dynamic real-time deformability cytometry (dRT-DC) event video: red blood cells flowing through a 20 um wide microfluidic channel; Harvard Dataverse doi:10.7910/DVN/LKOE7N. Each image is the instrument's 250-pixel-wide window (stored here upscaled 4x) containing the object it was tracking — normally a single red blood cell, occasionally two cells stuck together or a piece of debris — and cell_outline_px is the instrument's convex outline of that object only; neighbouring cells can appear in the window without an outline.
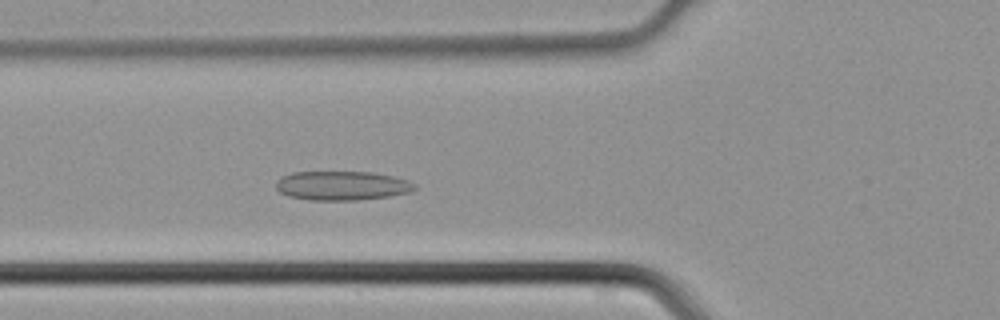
{"species": "common noctule bat (a hibernating species)", "species_latin": "Nyctalus noctula", "temperature_condition": "cold", "stored_images_in_passage": 41, "camera_frame_rate_fps": 3000, "um_per_image_px": 0.085, "animal": {"sex": "male", "body_mass_g": 21.5, "forearm_length_mm": 52.0}, "frame": {"image": 1, "passage_image": 12, "time_ms": 3.667, "image_size_px": [1000, 320], "cell_outline_px": [[416, 188], [412, 192], [388, 196], [356, 200], [308, 200], [288, 196], [280, 192], [276, 188], [276, 180], [280, 176], [292, 172], [372, 172], [392, 176], [408, 180], [416, 184]], "centroid_in_image_um": [29.05, 15.78], "position_along_channel_um": 96.8, "area_um2": 23.7}}
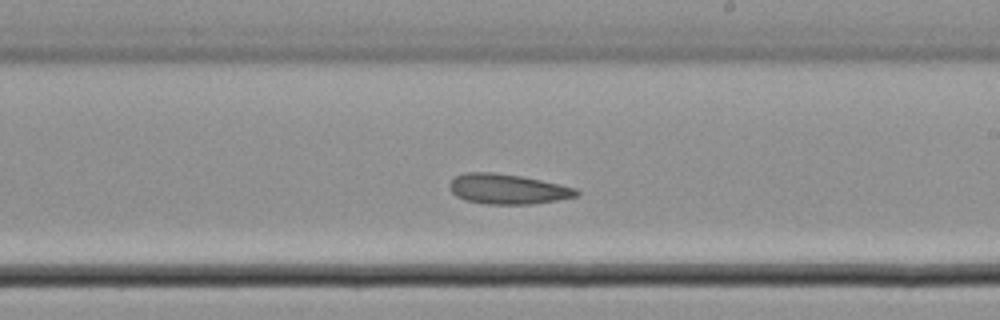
{"frame": {"image": 2, "passage_image": 22, "time_ms": 7.0, "image_size_px": [1000, 320], "cell_outline_px": [[580, 192], [576, 196], [556, 200], [532, 204], [484, 204], [464, 200], [456, 196], [448, 188], [448, 184], [456, 176], [464, 172], [492, 172], [520, 176], [540, 180], [576, 188]], "centroid_in_image_um": [43.09, 16.07], "position_along_channel_um": 245.9, "area_um2": 22.2}}
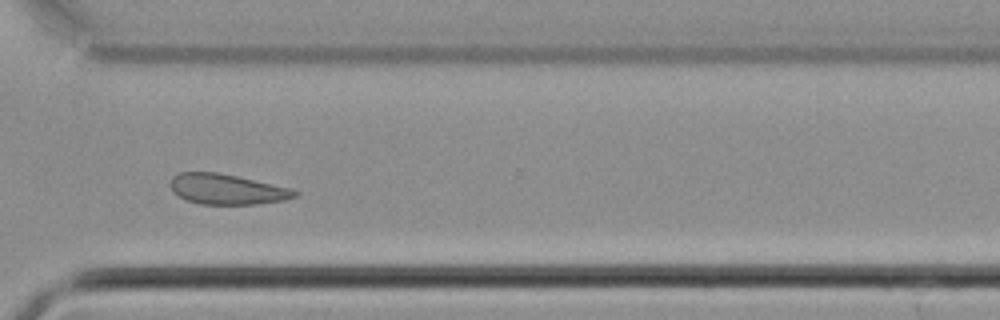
{"frame": {"image": 3, "passage_image": 29, "time_ms": 9.333, "image_size_px": [1000, 320], "cell_outline_px": [[300, 192], [296, 196], [284, 200], [256, 204], [200, 204], [188, 200], [172, 192], [172, 176], [180, 172], [216, 172], [236, 176], [288, 188]], "centroid_in_image_um": [19.27, 16.09], "position_along_channel_um": 351.3, "area_um2": 21.56}}